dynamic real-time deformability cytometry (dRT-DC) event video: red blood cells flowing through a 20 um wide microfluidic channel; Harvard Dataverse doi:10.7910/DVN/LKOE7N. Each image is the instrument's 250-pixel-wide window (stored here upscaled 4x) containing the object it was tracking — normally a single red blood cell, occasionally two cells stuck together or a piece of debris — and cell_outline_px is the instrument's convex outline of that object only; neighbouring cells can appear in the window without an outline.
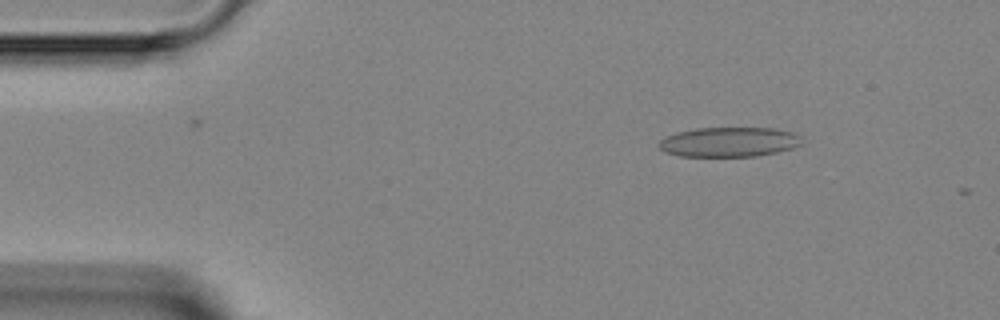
{"species": "Egyptian fruit bat (a non-hibernating species)", "species_latin": "Rousettus aegyptiacus", "temperature_condition": "room temperature", "stored_images_in_passage": 3, "camera_frame_rate_fps": 3000, "um_per_image_px": 0.085, "animal": {"sex": "female"}, "frame": {"image": 1, "passage_image": 1, "time_ms": 0.0, "image_size_px": [1000, 320], "cell_outline_px": [[800, 144], [792, 148], [776, 152], [756, 156], [680, 156], [664, 152], [656, 144], [660, 140], [668, 136], [680, 132], [696, 128], [776, 128], [792, 132], [800, 136]], "centroid_in_image_um": [61.95, 12.07], "position_along_channel_um": 23.0, "area_um2": 24.57}}